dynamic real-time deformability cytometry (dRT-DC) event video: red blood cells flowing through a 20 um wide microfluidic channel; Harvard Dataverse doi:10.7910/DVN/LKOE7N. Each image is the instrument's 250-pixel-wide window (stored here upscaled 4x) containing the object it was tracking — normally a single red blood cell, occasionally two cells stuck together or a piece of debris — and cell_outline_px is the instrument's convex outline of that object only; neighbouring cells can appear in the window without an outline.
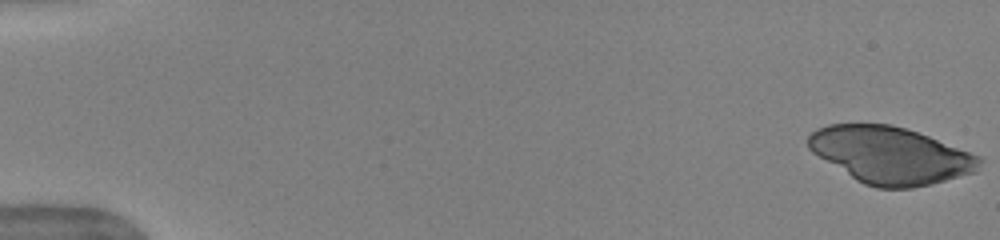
{"species": "human", "species_latin": "Homo sapiens", "temperature_condition": "warm", "stored_images_in_passage": 20, "camera_frame_rate_fps": 3000, "um_per_image_px": 0.085, "donor": {"sex": "female"}, "frame": {"image": 1, "passage_image": 1, "time_ms": 0.0, "image_size_px": [1000, 240], "cell_outline_px": [[984, 160], [976, 172], [932, 184], [912, 188], [876, 188], [864, 184], [856, 180], [812, 152], [808, 148], [808, 136], [816, 128], [828, 124], [892, 124], [928, 136], [980, 156]], "centroid_in_image_um": [75.69, 13.2], "position_along_channel_um": 9.3, "area_um2": 56.59}}